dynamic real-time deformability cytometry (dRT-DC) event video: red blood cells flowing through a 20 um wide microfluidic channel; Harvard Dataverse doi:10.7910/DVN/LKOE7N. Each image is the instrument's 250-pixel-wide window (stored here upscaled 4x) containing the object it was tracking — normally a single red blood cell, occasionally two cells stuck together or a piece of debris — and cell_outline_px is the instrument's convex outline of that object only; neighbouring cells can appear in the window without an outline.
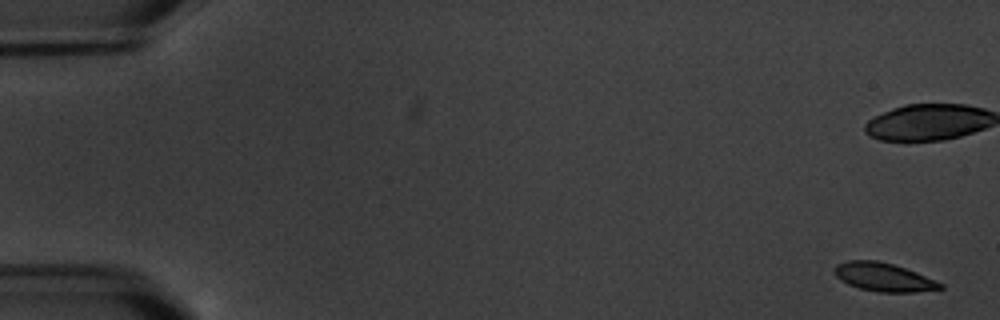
{"species": "common noctule bat (a hibernating species)", "species_latin": "Nyctalus noctula", "temperature_condition": "warm", "stored_images_in_passage": 6, "camera_frame_rate_fps": 3000, "um_per_image_px": 0.085, "animal": {"sex": "male", "body_mass_g": 20.1, "forearm_length_mm": 53.5}, "frame": {"image": 1, "passage_image": 1, "time_ms": 0.0, "image_size_px": [1000, 320], "cell_outline_px": [[944, 288], [916, 292], [876, 292], [860, 288], [848, 284], [840, 280], [836, 276], [836, 264], [848, 260], [876, 260], [892, 264], [916, 272], [944, 284]], "centroid_in_image_um": [75.11, 23.56], "position_along_channel_um": 9.9, "area_um2": 17.4}}